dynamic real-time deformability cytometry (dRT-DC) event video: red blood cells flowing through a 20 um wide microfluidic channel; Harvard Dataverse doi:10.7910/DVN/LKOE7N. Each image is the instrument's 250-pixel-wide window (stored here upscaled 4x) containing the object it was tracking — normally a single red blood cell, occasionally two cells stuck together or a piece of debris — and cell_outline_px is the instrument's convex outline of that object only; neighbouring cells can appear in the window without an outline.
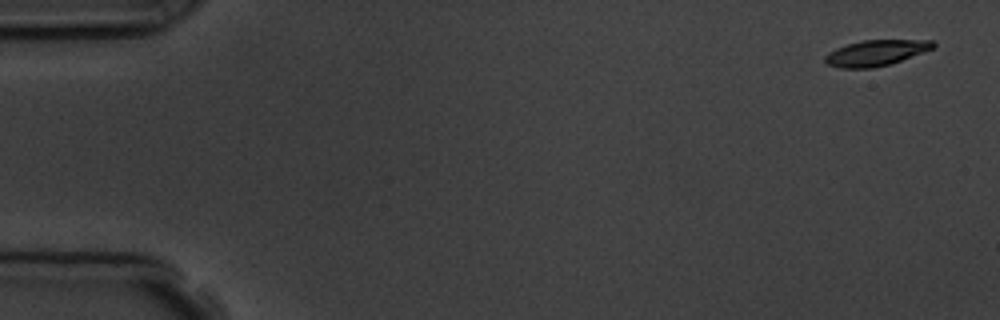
{"species": "common noctule bat (a hibernating species)", "species_latin": "Nyctalus noctula", "temperature_condition": "room temperature", "stored_images_in_passage": 5, "camera_frame_rate_fps": 3000, "um_per_image_px": 0.085, "animal": {"sex": "male", "body_mass_g": 19.5, "forearm_length_mm": 54.6}, "frame": {"image": 1, "passage_image": 1, "time_ms": 0.0, "image_size_px": [1000, 320], "cell_outline_px": [[936, 44], [932, 48], [900, 60], [888, 64], [872, 68], [840, 68], [828, 64], [824, 60], [824, 56], [828, 52], [836, 48], [848, 44], [864, 40], [932, 40]], "centroid_in_image_um": [74.39, 4.49], "position_along_channel_um": 10.6, "area_um2": 15.9}}
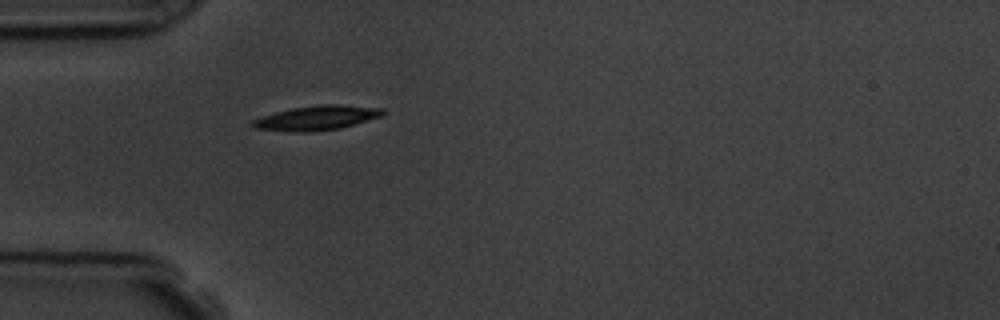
{"frame": {"image": 2, "passage_image": 5, "time_ms": 4.667, "image_size_px": [1000, 320], "cell_outline_px": [[388, 112], [384, 116], [340, 128], [312, 132], [296, 132], [256, 128], [248, 124], [252, 120], [276, 112], [292, 108], [320, 104], [340, 104], [384, 108]], "centroid_in_image_um": [27.0, 10.01], "position_along_channel_um": 58.0, "area_um2": 18.79}}